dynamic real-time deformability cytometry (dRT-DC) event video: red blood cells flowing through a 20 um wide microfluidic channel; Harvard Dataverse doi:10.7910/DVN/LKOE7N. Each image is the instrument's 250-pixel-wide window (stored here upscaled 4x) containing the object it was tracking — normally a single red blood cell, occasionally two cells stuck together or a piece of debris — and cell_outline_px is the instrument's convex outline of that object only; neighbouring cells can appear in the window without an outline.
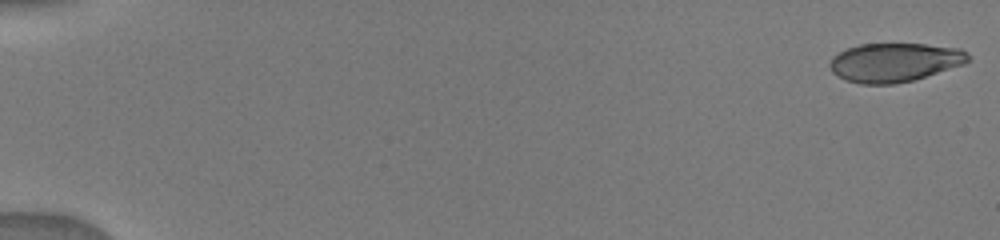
{"species": "human", "species_latin": "Homo sapiens", "temperature_condition": "warm", "stored_images_in_passage": 9, "camera_frame_rate_fps": 3000, "um_per_image_px": 0.085, "donor": {"sex": "male"}, "frame": {"image": 1, "passage_image": 1, "time_ms": 0.0, "image_size_px": [1000, 240], "cell_outline_px": [[968, 60], [964, 64], [912, 80], [896, 84], [860, 84], [848, 80], [832, 72], [828, 64], [832, 56], [848, 48], [860, 44], [924, 44], [960, 48], [968, 52]], "centroid_in_image_um": [76.02, 5.29], "position_along_channel_um": 9.0, "area_um2": 31.1}}